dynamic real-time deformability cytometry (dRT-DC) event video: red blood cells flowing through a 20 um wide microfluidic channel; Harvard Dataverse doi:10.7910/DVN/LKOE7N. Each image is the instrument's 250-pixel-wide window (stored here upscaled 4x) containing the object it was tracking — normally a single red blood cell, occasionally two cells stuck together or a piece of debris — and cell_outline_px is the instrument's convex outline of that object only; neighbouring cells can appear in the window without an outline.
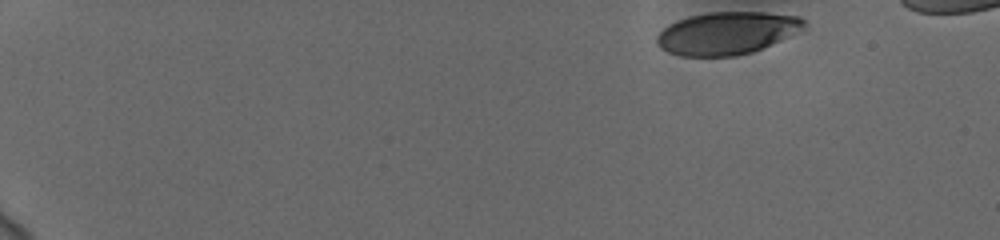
{"species": "human", "species_latin": "Homo sapiens", "temperature_condition": "cold", "stored_images_in_passage": 45, "camera_frame_rate_fps": 3000, "um_per_image_px": 0.085, "donor": {"sex": "female"}, "frame": {"image": 1, "passage_image": 1, "time_ms": 0.0, "image_size_px": [1000, 240], "cell_outline_px": [[808, 24], [804, 28], [780, 40], [752, 52], [736, 56], [680, 56], [668, 52], [660, 48], [656, 44], [656, 36], [668, 24], [676, 20], [688, 16], [708, 12], [764, 12], [800, 16]], "centroid_in_image_um": [61.76, 2.81], "position_along_channel_um": 23.2, "area_um2": 36.65}}
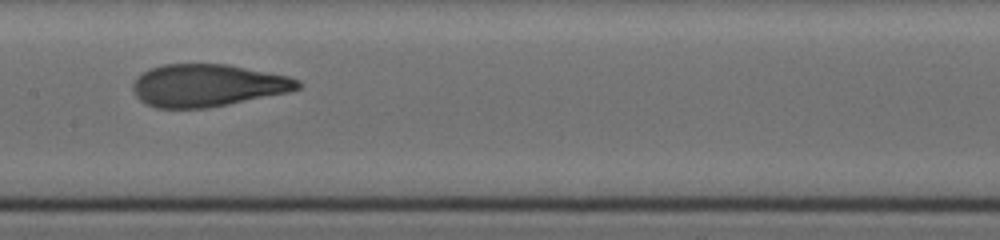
{"frame": {"image": 2, "passage_image": 26, "time_ms": 8.333, "image_size_px": [1000, 240], "cell_outline_px": [[300, 88], [288, 92], [208, 108], [156, 108], [140, 100], [136, 96], [132, 88], [132, 84], [144, 72], [152, 68], [164, 64], [228, 64], [288, 76], [300, 80]], "centroid_in_image_um": [17.65, 7.26], "position_along_channel_um": 189.8, "area_um2": 40.46}}
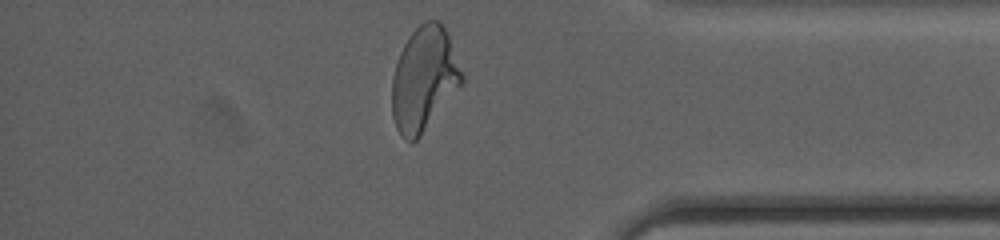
{"frame": {"image": 3, "passage_image": 44, "time_ms": 14.333, "image_size_px": [1000, 240], "cell_outline_px": [[464, 84], [420, 136], [412, 144], [400, 136], [396, 128], [392, 116], [392, 76], [400, 52], [404, 44], [412, 32], [424, 20], [440, 20], [448, 32], [464, 72]], "centroid_in_image_um": [36.08, 6.71], "position_along_channel_um": 399.1, "area_um2": 43.18}, "authors_computed_cell_mechanics": {"area_um2": 40.2288, "velocity_mm_per_s": 3.7172, "shape_relaxation_time_tau1_ms": 4.939, "shape_relaxation_time_tau2_ms": 1.0309, "deformation_change_tau1": 0.2201, "deformation_change_tau2": 0.0739}}